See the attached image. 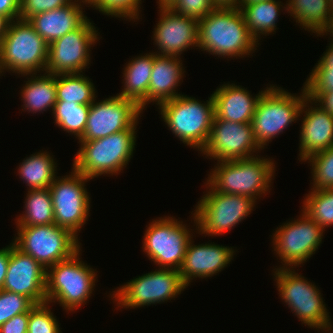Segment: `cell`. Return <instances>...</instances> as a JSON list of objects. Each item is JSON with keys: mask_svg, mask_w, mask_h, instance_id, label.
I'll list each match as a JSON object with an SVG mask.
<instances>
[{"mask_svg": "<svg viewBox=\"0 0 333 333\" xmlns=\"http://www.w3.org/2000/svg\"><path fill=\"white\" fill-rule=\"evenodd\" d=\"M257 44L239 8L216 7L198 20V47L211 55L244 58L257 49Z\"/></svg>", "mask_w": 333, "mask_h": 333, "instance_id": "1", "label": "cell"}, {"mask_svg": "<svg viewBox=\"0 0 333 333\" xmlns=\"http://www.w3.org/2000/svg\"><path fill=\"white\" fill-rule=\"evenodd\" d=\"M258 156L217 162L205 183L214 191L256 200L270 190L275 172L273 159Z\"/></svg>", "mask_w": 333, "mask_h": 333, "instance_id": "2", "label": "cell"}, {"mask_svg": "<svg viewBox=\"0 0 333 333\" xmlns=\"http://www.w3.org/2000/svg\"><path fill=\"white\" fill-rule=\"evenodd\" d=\"M136 126L92 141H79L81 147L73 160L78 173L93 179L105 174H119L133 156Z\"/></svg>", "mask_w": 333, "mask_h": 333, "instance_id": "3", "label": "cell"}, {"mask_svg": "<svg viewBox=\"0 0 333 333\" xmlns=\"http://www.w3.org/2000/svg\"><path fill=\"white\" fill-rule=\"evenodd\" d=\"M160 114L169 129L184 144L198 148L205 147L215 116L212 95L206 103L194 97L179 95L159 105Z\"/></svg>", "mask_w": 333, "mask_h": 333, "instance_id": "4", "label": "cell"}, {"mask_svg": "<svg viewBox=\"0 0 333 333\" xmlns=\"http://www.w3.org/2000/svg\"><path fill=\"white\" fill-rule=\"evenodd\" d=\"M48 47L28 21H11L0 44V74L4 70L22 76L37 74L40 70L44 72Z\"/></svg>", "mask_w": 333, "mask_h": 333, "instance_id": "5", "label": "cell"}, {"mask_svg": "<svg viewBox=\"0 0 333 333\" xmlns=\"http://www.w3.org/2000/svg\"><path fill=\"white\" fill-rule=\"evenodd\" d=\"M79 252L46 270V302H59L67 312L81 307L95 289L97 273L79 260Z\"/></svg>", "mask_w": 333, "mask_h": 333, "instance_id": "6", "label": "cell"}, {"mask_svg": "<svg viewBox=\"0 0 333 333\" xmlns=\"http://www.w3.org/2000/svg\"><path fill=\"white\" fill-rule=\"evenodd\" d=\"M276 87H266L251 122L255 140L262 149L289 124L299 119L301 106L307 97L304 87L300 96Z\"/></svg>", "mask_w": 333, "mask_h": 333, "instance_id": "7", "label": "cell"}, {"mask_svg": "<svg viewBox=\"0 0 333 333\" xmlns=\"http://www.w3.org/2000/svg\"><path fill=\"white\" fill-rule=\"evenodd\" d=\"M274 278L279 295L299 320L310 328L331 331V321L320 290L294 268H275ZM293 270V271H292ZM331 328V329H330Z\"/></svg>", "mask_w": 333, "mask_h": 333, "instance_id": "8", "label": "cell"}, {"mask_svg": "<svg viewBox=\"0 0 333 333\" xmlns=\"http://www.w3.org/2000/svg\"><path fill=\"white\" fill-rule=\"evenodd\" d=\"M14 245L45 270L81 250L78 237L58 225L17 226Z\"/></svg>", "mask_w": 333, "mask_h": 333, "instance_id": "9", "label": "cell"}, {"mask_svg": "<svg viewBox=\"0 0 333 333\" xmlns=\"http://www.w3.org/2000/svg\"><path fill=\"white\" fill-rule=\"evenodd\" d=\"M206 194L197 203L193 220L201 234L221 235L239 224L255 206L248 196L214 191L209 185ZM198 226V227H197Z\"/></svg>", "mask_w": 333, "mask_h": 333, "instance_id": "10", "label": "cell"}, {"mask_svg": "<svg viewBox=\"0 0 333 333\" xmlns=\"http://www.w3.org/2000/svg\"><path fill=\"white\" fill-rule=\"evenodd\" d=\"M126 283L111 295L120 308L134 309L162 303L180 295L187 287L174 268L156 269Z\"/></svg>", "mask_w": 333, "mask_h": 333, "instance_id": "11", "label": "cell"}, {"mask_svg": "<svg viewBox=\"0 0 333 333\" xmlns=\"http://www.w3.org/2000/svg\"><path fill=\"white\" fill-rule=\"evenodd\" d=\"M190 232L174 217L153 220L144 234L143 251L160 268L179 270L192 238Z\"/></svg>", "mask_w": 333, "mask_h": 333, "instance_id": "12", "label": "cell"}, {"mask_svg": "<svg viewBox=\"0 0 333 333\" xmlns=\"http://www.w3.org/2000/svg\"><path fill=\"white\" fill-rule=\"evenodd\" d=\"M90 178L74 169L71 175L56 178L49 186L54 209V223L71 231L78 237V231L86 223L90 209V197L85 182Z\"/></svg>", "mask_w": 333, "mask_h": 333, "instance_id": "13", "label": "cell"}, {"mask_svg": "<svg viewBox=\"0 0 333 333\" xmlns=\"http://www.w3.org/2000/svg\"><path fill=\"white\" fill-rule=\"evenodd\" d=\"M293 221L284 223L277 228L275 234L273 233V249L282 260L280 268L289 266L288 268L291 269L294 268L293 266L303 264L315 254L322 243L325 229L304 212L299 219Z\"/></svg>", "mask_w": 333, "mask_h": 333, "instance_id": "14", "label": "cell"}, {"mask_svg": "<svg viewBox=\"0 0 333 333\" xmlns=\"http://www.w3.org/2000/svg\"><path fill=\"white\" fill-rule=\"evenodd\" d=\"M96 27L87 19L79 28L49 44L45 72L81 73L90 64L91 46L98 40Z\"/></svg>", "mask_w": 333, "mask_h": 333, "instance_id": "15", "label": "cell"}, {"mask_svg": "<svg viewBox=\"0 0 333 333\" xmlns=\"http://www.w3.org/2000/svg\"><path fill=\"white\" fill-rule=\"evenodd\" d=\"M143 112L133 100L119 95L106 98L90 105L83 136L79 141H92L121 132L138 123Z\"/></svg>", "mask_w": 333, "mask_h": 333, "instance_id": "16", "label": "cell"}, {"mask_svg": "<svg viewBox=\"0 0 333 333\" xmlns=\"http://www.w3.org/2000/svg\"><path fill=\"white\" fill-rule=\"evenodd\" d=\"M260 149L251 123H236L214 116L209 139L201 153L219 162L251 158L253 152Z\"/></svg>", "mask_w": 333, "mask_h": 333, "instance_id": "17", "label": "cell"}, {"mask_svg": "<svg viewBox=\"0 0 333 333\" xmlns=\"http://www.w3.org/2000/svg\"><path fill=\"white\" fill-rule=\"evenodd\" d=\"M3 290L28 297L35 305L46 302V270L30 255L10 244Z\"/></svg>", "mask_w": 333, "mask_h": 333, "instance_id": "18", "label": "cell"}, {"mask_svg": "<svg viewBox=\"0 0 333 333\" xmlns=\"http://www.w3.org/2000/svg\"><path fill=\"white\" fill-rule=\"evenodd\" d=\"M159 8L160 20L153 32L157 54L178 57L190 46L198 47V19L178 14L171 7Z\"/></svg>", "mask_w": 333, "mask_h": 333, "instance_id": "19", "label": "cell"}, {"mask_svg": "<svg viewBox=\"0 0 333 333\" xmlns=\"http://www.w3.org/2000/svg\"><path fill=\"white\" fill-rule=\"evenodd\" d=\"M314 104V106H310ZM308 107V109L306 108ZM310 107V108H309ZM305 109V110H304ZM302 128L300 130V159L305 162L310 156L333 146V115L317 102L306 97L301 106Z\"/></svg>", "mask_w": 333, "mask_h": 333, "instance_id": "20", "label": "cell"}, {"mask_svg": "<svg viewBox=\"0 0 333 333\" xmlns=\"http://www.w3.org/2000/svg\"><path fill=\"white\" fill-rule=\"evenodd\" d=\"M189 241L183 262L178 270L188 287L193 278H206L220 272L233 260L232 247L212 243L194 245Z\"/></svg>", "mask_w": 333, "mask_h": 333, "instance_id": "21", "label": "cell"}, {"mask_svg": "<svg viewBox=\"0 0 333 333\" xmlns=\"http://www.w3.org/2000/svg\"><path fill=\"white\" fill-rule=\"evenodd\" d=\"M265 91L252 97L242 86L226 83L212 94L215 116L236 123H251L257 103Z\"/></svg>", "mask_w": 333, "mask_h": 333, "instance_id": "22", "label": "cell"}, {"mask_svg": "<svg viewBox=\"0 0 333 333\" xmlns=\"http://www.w3.org/2000/svg\"><path fill=\"white\" fill-rule=\"evenodd\" d=\"M74 0L70 4L32 16L28 22L35 31L48 43L61 38L68 32L79 28L87 17L83 13L81 2L88 4L87 0Z\"/></svg>", "mask_w": 333, "mask_h": 333, "instance_id": "23", "label": "cell"}, {"mask_svg": "<svg viewBox=\"0 0 333 333\" xmlns=\"http://www.w3.org/2000/svg\"><path fill=\"white\" fill-rule=\"evenodd\" d=\"M180 59L177 56L154 53V63L148 88V104L155 101L159 106L161 103L181 95L175 92L185 72Z\"/></svg>", "mask_w": 333, "mask_h": 333, "instance_id": "24", "label": "cell"}, {"mask_svg": "<svg viewBox=\"0 0 333 333\" xmlns=\"http://www.w3.org/2000/svg\"><path fill=\"white\" fill-rule=\"evenodd\" d=\"M154 63V53L133 58L124 68V89L117 95L133 100L143 110L148 103V88Z\"/></svg>", "mask_w": 333, "mask_h": 333, "instance_id": "25", "label": "cell"}, {"mask_svg": "<svg viewBox=\"0 0 333 333\" xmlns=\"http://www.w3.org/2000/svg\"><path fill=\"white\" fill-rule=\"evenodd\" d=\"M31 78H27L25 86L21 91V97L23 99V109L29 112H43L48 108H53L57 101L56 94V75L44 73L42 76H36L37 74H26ZM30 79V80H29Z\"/></svg>", "mask_w": 333, "mask_h": 333, "instance_id": "26", "label": "cell"}, {"mask_svg": "<svg viewBox=\"0 0 333 333\" xmlns=\"http://www.w3.org/2000/svg\"><path fill=\"white\" fill-rule=\"evenodd\" d=\"M281 1L270 0L265 2L240 4L238 7L243 15L244 22L252 38L258 43L260 35L270 34L276 30L277 17L280 15Z\"/></svg>", "mask_w": 333, "mask_h": 333, "instance_id": "27", "label": "cell"}, {"mask_svg": "<svg viewBox=\"0 0 333 333\" xmlns=\"http://www.w3.org/2000/svg\"><path fill=\"white\" fill-rule=\"evenodd\" d=\"M287 2L284 9L296 19V23H300L302 28L317 35L326 26L333 13L329 0H288Z\"/></svg>", "mask_w": 333, "mask_h": 333, "instance_id": "28", "label": "cell"}, {"mask_svg": "<svg viewBox=\"0 0 333 333\" xmlns=\"http://www.w3.org/2000/svg\"><path fill=\"white\" fill-rule=\"evenodd\" d=\"M48 152L34 153L19 165L18 174L28 189H45L56 179L57 166ZM56 168V169H55Z\"/></svg>", "mask_w": 333, "mask_h": 333, "instance_id": "29", "label": "cell"}, {"mask_svg": "<svg viewBox=\"0 0 333 333\" xmlns=\"http://www.w3.org/2000/svg\"><path fill=\"white\" fill-rule=\"evenodd\" d=\"M25 213L16 219V226H42L54 224V209L49 188L28 189Z\"/></svg>", "mask_w": 333, "mask_h": 333, "instance_id": "30", "label": "cell"}, {"mask_svg": "<svg viewBox=\"0 0 333 333\" xmlns=\"http://www.w3.org/2000/svg\"><path fill=\"white\" fill-rule=\"evenodd\" d=\"M95 93L93 83L81 73L56 74L57 101L91 105Z\"/></svg>", "mask_w": 333, "mask_h": 333, "instance_id": "31", "label": "cell"}, {"mask_svg": "<svg viewBox=\"0 0 333 333\" xmlns=\"http://www.w3.org/2000/svg\"><path fill=\"white\" fill-rule=\"evenodd\" d=\"M89 109L90 105L56 101L52 113L56 125L79 140L84 134Z\"/></svg>", "mask_w": 333, "mask_h": 333, "instance_id": "32", "label": "cell"}, {"mask_svg": "<svg viewBox=\"0 0 333 333\" xmlns=\"http://www.w3.org/2000/svg\"><path fill=\"white\" fill-rule=\"evenodd\" d=\"M311 190L304 198L302 211L325 229L333 225V188Z\"/></svg>", "mask_w": 333, "mask_h": 333, "instance_id": "33", "label": "cell"}, {"mask_svg": "<svg viewBox=\"0 0 333 333\" xmlns=\"http://www.w3.org/2000/svg\"><path fill=\"white\" fill-rule=\"evenodd\" d=\"M312 165L313 188H333V146L326 150L315 153L307 160Z\"/></svg>", "mask_w": 333, "mask_h": 333, "instance_id": "34", "label": "cell"}, {"mask_svg": "<svg viewBox=\"0 0 333 333\" xmlns=\"http://www.w3.org/2000/svg\"><path fill=\"white\" fill-rule=\"evenodd\" d=\"M88 5L95 7L96 10L102 12L104 15H111L115 17H125L130 19H140L139 11L141 0H87Z\"/></svg>", "mask_w": 333, "mask_h": 333, "instance_id": "35", "label": "cell"}, {"mask_svg": "<svg viewBox=\"0 0 333 333\" xmlns=\"http://www.w3.org/2000/svg\"><path fill=\"white\" fill-rule=\"evenodd\" d=\"M47 302L36 304L29 311L27 333H62Z\"/></svg>", "mask_w": 333, "mask_h": 333, "instance_id": "36", "label": "cell"}, {"mask_svg": "<svg viewBox=\"0 0 333 333\" xmlns=\"http://www.w3.org/2000/svg\"><path fill=\"white\" fill-rule=\"evenodd\" d=\"M34 306L28 297L0 290V326L16 315L29 312Z\"/></svg>", "mask_w": 333, "mask_h": 333, "instance_id": "37", "label": "cell"}, {"mask_svg": "<svg viewBox=\"0 0 333 333\" xmlns=\"http://www.w3.org/2000/svg\"><path fill=\"white\" fill-rule=\"evenodd\" d=\"M315 66L304 83L306 95L312 100L323 92L333 91V69H324L319 63Z\"/></svg>", "mask_w": 333, "mask_h": 333, "instance_id": "38", "label": "cell"}, {"mask_svg": "<svg viewBox=\"0 0 333 333\" xmlns=\"http://www.w3.org/2000/svg\"><path fill=\"white\" fill-rule=\"evenodd\" d=\"M73 0H20L19 19L28 21L32 16L66 6Z\"/></svg>", "mask_w": 333, "mask_h": 333, "instance_id": "39", "label": "cell"}, {"mask_svg": "<svg viewBox=\"0 0 333 333\" xmlns=\"http://www.w3.org/2000/svg\"><path fill=\"white\" fill-rule=\"evenodd\" d=\"M170 7L178 14L198 20L216 8L212 0H176Z\"/></svg>", "mask_w": 333, "mask_h": 333, "instance_id": "40", "label": "cell"}, {"mask_svg": "<svg viewBox=\"0 0 333 333\" xmlns=\"http://www.w3.org/2000/svg\"><path fill=\"white\" fill-rule=\"evenodd\" d=\"M29 312L12 317L0 326V333H27Z\"/></svg>", "mask_w": 333, "mask_h": 333, "instance_id": "41", "label": "cell"}, {"mask_svg": "<svg viewBox=\"0 0 333 333\" xmlns=\"http://www.w3.org/2000/svg\"><path fill=\"white\" fill-rule=\"evenodd\" d=\"M19 7L20 0H0V14L7 16L11 21L19 19Z\"/></svg>", "mask_w": 333, "mask_h": 333, "instance_id": "42", "label": "cell"}, {"mask_svg": "<svg viewBox=\"0 0 333 333\" xmlns=\"http://www.w3.org/2000/svg\"><path fill=\"white\" fill-rule=\"evenodd\" d=\"M10 257V245L6 248L0 249V290L3 289L5 276L8 270V263Z\"/></svg>", "mask_w": 333, "mask_h": 333, "instance_id": "43", "label": "cell"}, {"mask_svg": "<svg viewBox=\"0 0 333 333\" xmlns=\"http://www.w3.org/2000/svg\"><path fill=\"white\" fill-rule=\"evenodd\" d=\"M329 114L333 115V91L321 93L315 100Z\"/></svg>", "mask_w": 333, "mask_h": 333, "instance_id": "44", "label": "cell"}, {"mask_svg": "<svg viewBox=\"0 0 333 333\" xmlns=\"http://www.w3.org/2000/svg\"><path fill=\"white\" fill-rule=\"evenodd\" d=\"M329 45L324 55L318 61L324 69H333V44Z\"/></svg>", "mask_w": 333, "mask_h": 333, "instance_id": "45", "label": "cell"}, {"mask_svg": "<svg viewBox=\"0 0 333 333\" xmlns=\"http://www.w3.org/2000/svg\"><path fill=\"white\" fill-rule=\"evenodd\" d=\"M215 7L221 8H238L241 0H212Z\"/></svg>", "mask_w": 333, "mask_h": 333, "instance_id": "46", "label": "cell"}, {"mask_svg": "<svg viewBox=\"0 0 333 333\" xmlns=\"http://www.w3.org/2000/svg\"><path fill=\"white\" fill-rule=\"evenodd\" d=\"M10 23L11 20L7 16L0 14V44L2 42L3 37L7 33Z\"/></svg>", "mask_w": 333, "mask_h": 333, "instance_id": "47", "label": "cell"}, {"mask_svg": "<svg viewBox=\"0 0 333 333\" xmlns=\"http://www.w3.org/2000/svg\"><path fill=\"white\" fill-rule=\"evenodd\" d=\"M328 32H330L331 37H333V13L331 17L328 19L326 26L320 31V33L317 36L319 35L323 36L324 34H329ZM331 39L332 40L330 44H333V38Z\"/></svg>", "mask_w": 333, "mask_h": 333, "instance_id": "48", "label": "cell"}, {"mask_svg": "<svg viewBox=\"0 0 333 333\" xmlns=\"http://www.w3.org/2000/svg\"><path fill=\"white\" fill-rule=\"evenodd\" d=\"M176 0H159V7H170Z\"/></svg>", "mask_w": 333, "mask_h": 333, "instance_id": "49", "label": "cell"}, {"mask_svg": "<svg viewBox=\"0 0 333 333\" xmlns=\"http://www.w3.org/2000/svg\"><path fill=\"white\" fill-rule=\"evenodd\" d=\"M265 1H270V0H241V4H251V3H258Z\"/></svg>", "mask_w": 333, "mask_h": 333, "instance_id": "50", "label": "cell"}, {"mask_svg": "<svg viewBox=\"0 0 333 333\" xmlns=\"http://www.w3.org/2000/svg\"><path fill=\"white\" fill-rule=\"evenodd\" d=\"M329 3H330V6H331V9L333 10V0H329Z\"/></svg>", "mask_w": 333, "mask_h": 333, "instance_id": "51", "label": "cell"}]
</instances>
